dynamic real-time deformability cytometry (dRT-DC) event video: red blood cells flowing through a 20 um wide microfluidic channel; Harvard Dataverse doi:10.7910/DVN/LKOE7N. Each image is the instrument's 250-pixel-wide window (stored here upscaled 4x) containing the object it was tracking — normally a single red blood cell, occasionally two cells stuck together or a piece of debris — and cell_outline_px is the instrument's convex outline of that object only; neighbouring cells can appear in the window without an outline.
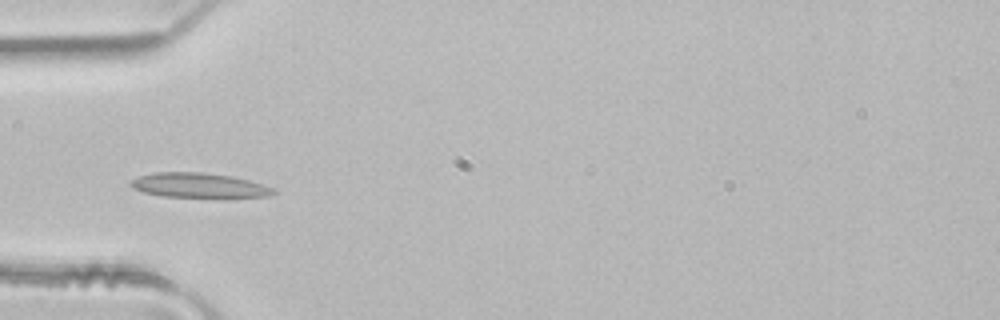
{"species": "common noctule bat (a hibernating species)", "species_latin": "Nyctalus noctula", "temperature_condition": "room temperature", "stored_images_in_passage": 4, "camera_frame_rate_fps": 3000, "um_per_image_px": 0.085, "animal": {"sex": "male", "body_mass_g": 21.5, "forearm_length_mm": 52.0}, "frame": {"image": 1, "passage_image": 4, "time_ms": 1.0, "image_size_px": [1000, 320], "cell_outline_px": [[280, 192], [268, 196], [232, 200], [224, 200], [164, 196], [144, 192], [132, 188], [128, 184], [132, 180], [140, 176], [156, 172], [204, 172], [232, 176], [248, 180], [272, 188]], "centroid_in_image_um": [17.01, 15.81], "position_along_channel_um": 68.0, "area_um2": 21.62}}